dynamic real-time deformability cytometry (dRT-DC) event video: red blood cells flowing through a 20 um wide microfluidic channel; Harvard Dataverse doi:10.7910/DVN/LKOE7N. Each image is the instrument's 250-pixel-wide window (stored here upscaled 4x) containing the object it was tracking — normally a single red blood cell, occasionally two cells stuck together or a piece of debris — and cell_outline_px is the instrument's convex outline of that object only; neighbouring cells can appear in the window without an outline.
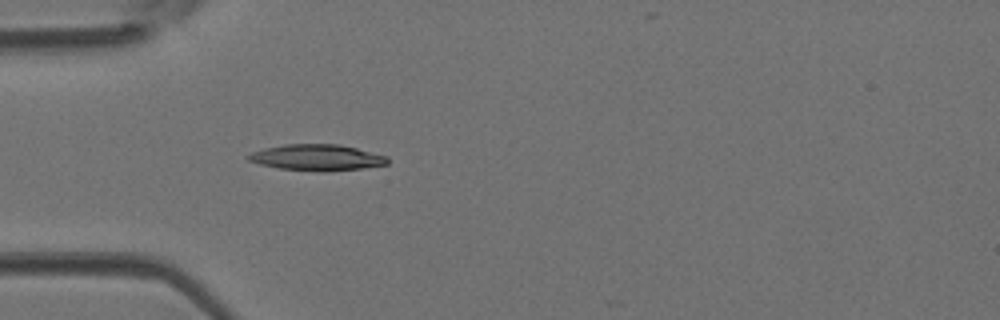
{"species": "Egyptian fruit bat (a non-hibernating species)", "species_latin": "Rousettus aegyptiacus", "temperature_condition": "room temperature", "stored_images_in_passage": 20, "camera_frame_rate_fps": 3000, "um_per_image_px": 0.085, "animal": {"sex": "female"}, "frame": {"image": 1, "passage_image": 1, "time_ms": 0.0, "image_size_px": [1000, 320], "cell_outline_px": [[388, 164], [364, 168], [324, 172], [320, 172], [280, 168], [260, 164], [248, 160], [244, 156], [252, 152], [264, 148], [284, 144], [340, 144], [388, 156]], "centroid_in_image_um": [26.94, 13.39], "position_along_channel_um": 58.1, "area_um2": 21.33}}
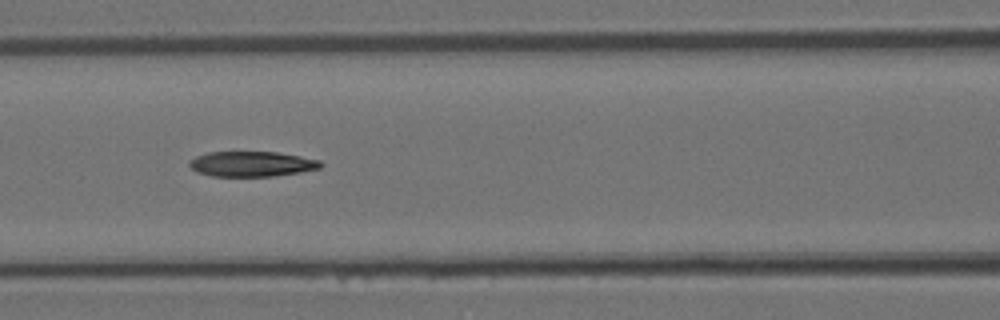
{"frame": {"image": 2, "passage_image": 7, "time_ms": 2.0, "image_size_px": [1000, 320], "cell_outline_px": [[324, 164], [320, 168], [300, 172], [276, 176], [212, 176], [196, 172], [188, 164], [196, 156], [208, 152], [276, 152], [300, 156], [320, 160]], "centroid_in_image_um": [21.42, 13.94], "position_along_channel_um": 145.2, "area_um2": 19.25}}
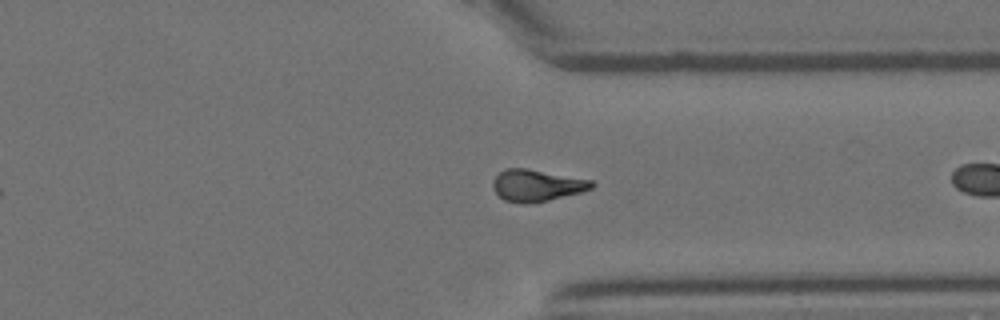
{"frame": {"image": 3, "passage_image": 19, "time_ms": 6.0, "image_size_px": [1000, 320], "cell_outline_px": [[596, 184], [592, 188], [580, 192], [532, 204], [524, 204], [504, 200], [496, 192], [492, 184], [492, 180], [504, 168], [524, 168], [592, 180]], "centroid_in_image_um": [45.61, 15.76], "position_along_channel_um": 365.8, "area_um2": 18.15}}